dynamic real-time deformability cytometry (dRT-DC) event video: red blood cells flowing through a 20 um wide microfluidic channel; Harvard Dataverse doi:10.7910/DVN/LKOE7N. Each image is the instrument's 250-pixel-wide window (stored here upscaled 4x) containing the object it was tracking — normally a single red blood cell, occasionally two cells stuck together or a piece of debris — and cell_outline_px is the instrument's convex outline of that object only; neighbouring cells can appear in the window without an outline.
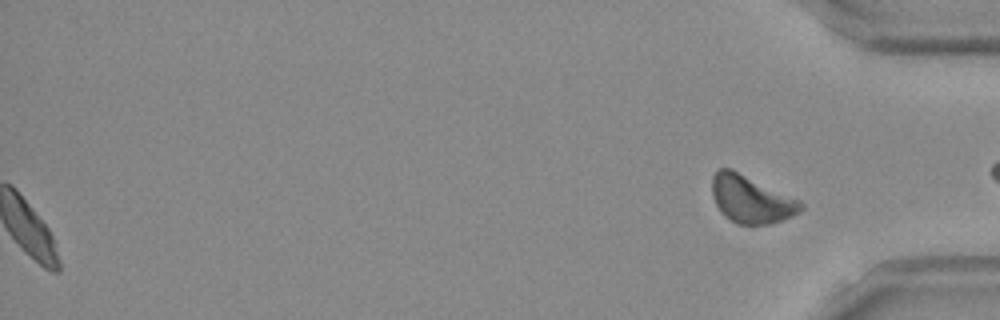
{"species": "Egyptian fruit bat (a non-hibernating species)", "species_latin": "Rousettus aegyptiacus", "temperature_condition": "room temperature", "stored_images_in_passage": 44, "segment_of_instrument_passage": [2, 2], "camera_frame_rate_fps": 3000, "um_per_image_px": 0.085, "frame": {"image": 1, "passage_image": 44, "time_ms": 14.333, "image_size_px": [1000, 320], "cell_outline_px": [[804, 208], [800, 212], [780, 220], [768, 224], [736, 224], [724, 216], [716, 204], [712, 196], [712, 176], [720, 168], [732, 168], [800, 200], [804, 204]], "centroid_in_image_um": [63.83, 16.92], "position_along_channel_um": 371.4, "area_um2": 24.57}}